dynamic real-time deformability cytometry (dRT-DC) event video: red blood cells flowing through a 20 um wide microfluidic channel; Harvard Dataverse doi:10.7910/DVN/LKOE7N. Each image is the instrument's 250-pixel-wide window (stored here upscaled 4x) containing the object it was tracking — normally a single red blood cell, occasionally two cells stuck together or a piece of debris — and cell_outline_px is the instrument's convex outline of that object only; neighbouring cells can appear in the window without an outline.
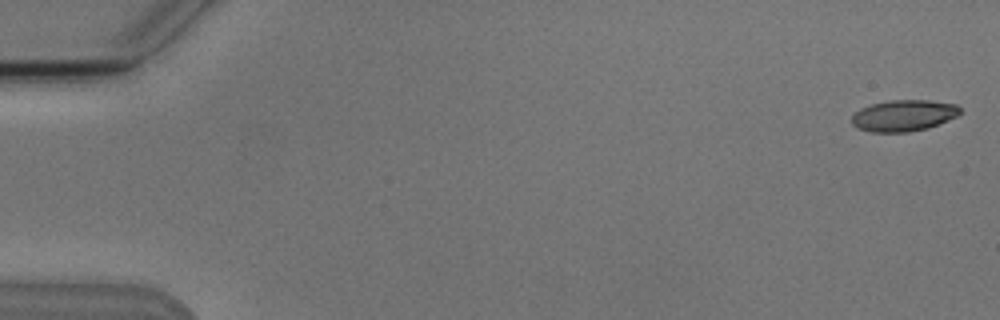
{"species": "Egyptian fruit bat (a non-hibernating species)", "species_latin": "Rousettus aegyptiacus", "temperature_condition": "cold", "stored_images_in_passage": 7, "camera_frame_rate_fps": 3000, "um_per_image_px": 0.085, "animal": {"sex": "male"}, "frame": {"image": 1, "passage_image": 1, "time_ms": 0.0, "image_size_px": [1000, 320], "cell_outline_px": [[960, 112], [956, 116], [948, 120], [928, 128], [908, 132], [872, 132], [856, 128], [852, 124], [852, 116], [860, 108], [872, 104], [888, 100], [928, 100], [956, 104], [960, 108]], "centroid_in_image_um": [76.79, 9.82], "position_along_channel_um": 8.2, "area_um2": 19.77}}
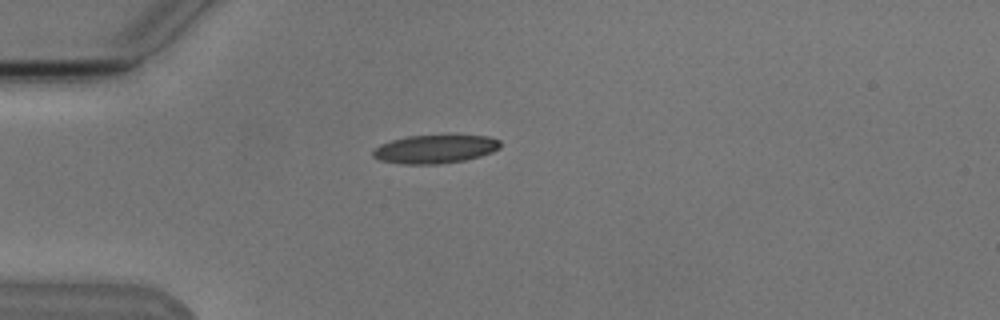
{"frame": {"image": 2, "passage_image": 4, "time_ms": 4.667, "image_size_px": [1000, 320], "cell_outline_px": [[500, 148], [492, 152], [480, 156], [464, 160], [436, 164], [404, 164], [380, 160], [372, 156], [372, 152], [380, 144], [392, 140], [408, 136], [488, 136], [500, 140]], "centroid_in_image_um": [36.97, 12.68], "position_along_channel_um": 48.0, "area_um2": 20.81}}
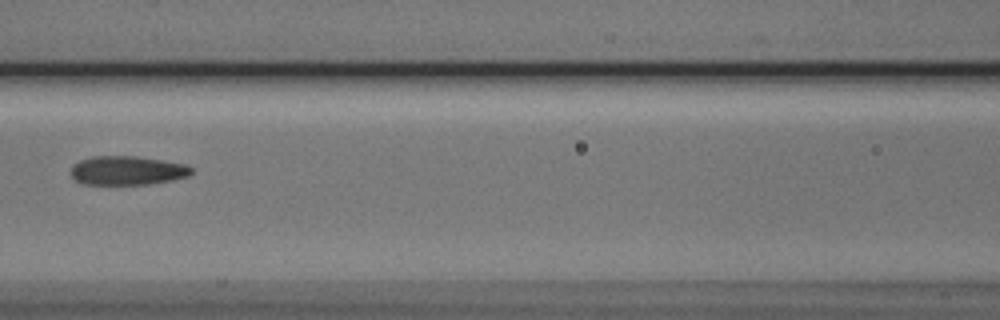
{"frame": {"image": 3, "passage_image": 7, "time_ms": 8.0, "image_size_px": [1000, 320], "cell_outline_px": [[192, 172], [188, 176], [172, 180], [148, 184], [80, 184], [72, 180], [72, 164], [80, 160], [92, 156], [136, 156], [184, 164], [192, 168]], "centroid_in_image_um": [10.76, 14.5], "position_along_channel_um": 155.8, "area_um2": 20.35}}